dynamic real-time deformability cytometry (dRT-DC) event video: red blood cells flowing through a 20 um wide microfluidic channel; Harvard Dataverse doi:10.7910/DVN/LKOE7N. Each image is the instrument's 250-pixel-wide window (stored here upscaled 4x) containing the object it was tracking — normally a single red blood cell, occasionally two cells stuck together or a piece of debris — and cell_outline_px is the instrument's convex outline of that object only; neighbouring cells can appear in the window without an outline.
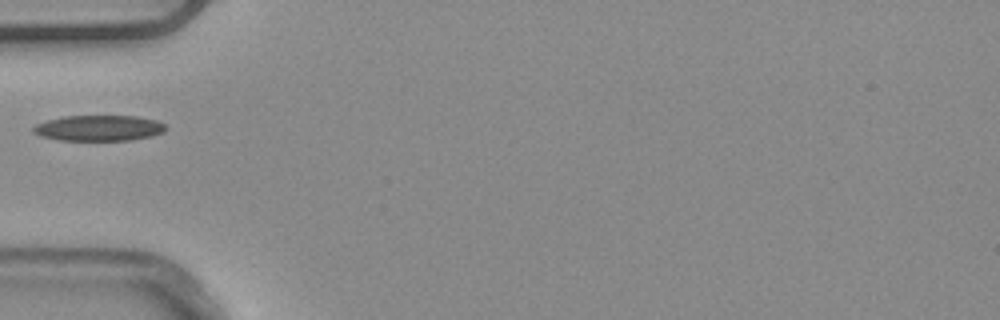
{"species": "common noctule bat (a hibernating species)", "species_latin": "Nyctalus noctula", "temperature_condition": "warm", "stored_images_in_passage": 2, "camera_frame_rate_fps": 3000, "um_per_image_px": 0.085, "animal": {"sex": "male", "body_mass_g": 20.4}, "frame": {"image": 1, "passage_image": 1, "time_ms": 0.0, "image_size_px": [1000, 320], "cell_outline_px": [[164, 132], [152, 136], [132, 140], [60, 140], [40, 136], [32, 132], [32, 128], [36, 124], [48, 120], [64, 116], [136, 116], [156, 120], [164, 124]], "centroid_in_image_um": [8.39, 10.89], "position_along_channel_um": 76.6, "area_um2": 19.77}}